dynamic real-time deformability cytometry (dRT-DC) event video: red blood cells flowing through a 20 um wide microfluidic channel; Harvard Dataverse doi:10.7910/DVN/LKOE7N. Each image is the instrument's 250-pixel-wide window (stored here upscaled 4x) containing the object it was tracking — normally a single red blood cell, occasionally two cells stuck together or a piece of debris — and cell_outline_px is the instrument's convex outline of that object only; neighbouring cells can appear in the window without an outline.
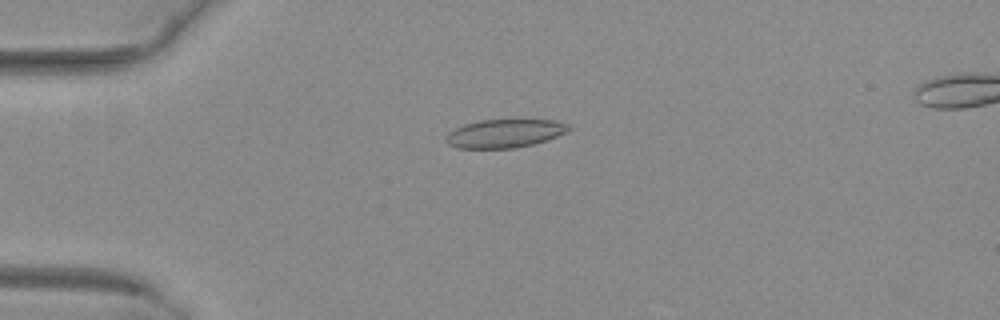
{"species": "common noctule bat (a hibernating species)", "species_latin": "Nyctalus noctula", "temperature_condition": "warm", "stored_images_in_passage": 52, "camera_frame_rate_fps": 3000, "um_per_image_px": 0.085, "animal": {"sex": "female", "body_mass_g": 29.2, "forearm_length_mm": 56.3}, "frame": {"image": 1, "passage_image": 14, "time_ms": 4.333, "image_size_px": [1000, 320], "cell_outline_px": [[572, 128], [556, 136], [532, 144], [512, 148], [456, 148], [448, 144], [444, 140], [444, 136], [448, 132], [464, 124], [480, 120], [552, 120], [568, 124]], "centroid_in_image_um": [42.82, 11.34], "position_along_channel_um": 42.2, "area_um2": 20.11}}
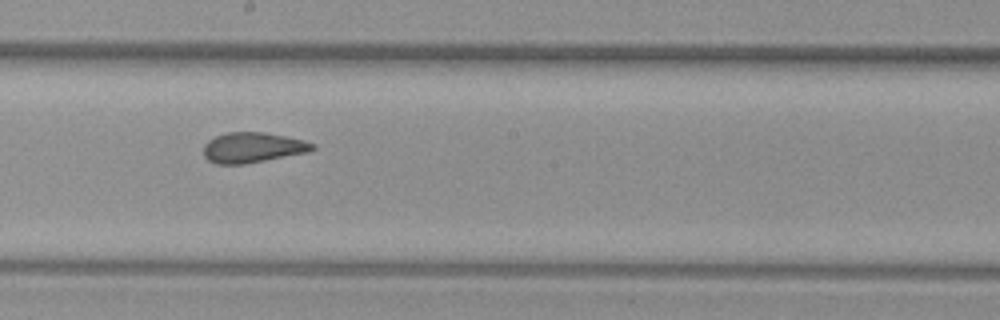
{"frame": {"image": 2, "passage_image": 30, "time_ms": 9.667, "image_size_px": [1000, 320], "cell_outline_px": [[316, 148], [308, 152], [244, 164], [216, 164], [208, 160], [204, 156], [204, 144], [208, 140], [216, 136], [228, 132], [264, 132], [304, 140], [316, 144]], "centroid_in_image_um": [21.48, 12.54], "position_along_channel_um": 226.7, "area_um2": 19.19}}
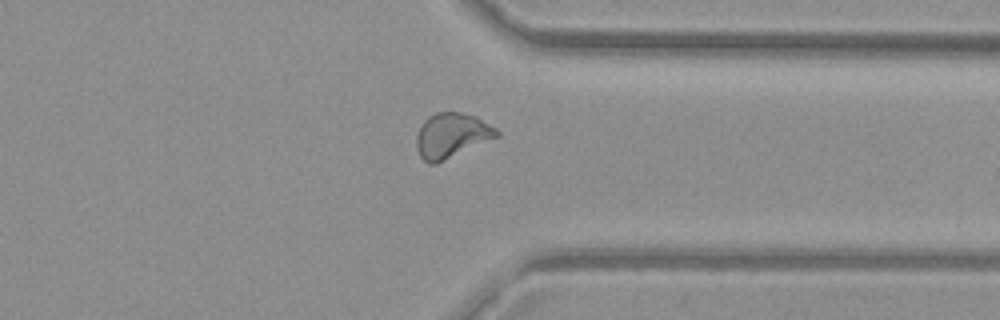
{"frame": {"image": 3, "passage_image": 41, "time_ms": 13.333, "image_size_px": [1000, 320], "cell_outline_px": [[500, 132], [496, 136], [436, 164], [428, 164], [420, 156], [416, 148], [416, 136], [424, 120], [428, 116], [436, 112], [460, 112], [476, 116], [496, 128]], "centroid_in_image_um": [38.33, 11.5], "position_along_channel_um": 373.1, "area_um2": 20.63}, "authors_computed_cell_mechanics": {"area_um2": 20.3745, "velocity_mm_per_s": 4.0377, "shape_relaxation_time_tau1_ms": 10.626, "shape_relaxation_time_tau2_ms": 0.8046, "deformation_change_tau1": 0.2551, "deformation_change_tau2": 0.0753}}